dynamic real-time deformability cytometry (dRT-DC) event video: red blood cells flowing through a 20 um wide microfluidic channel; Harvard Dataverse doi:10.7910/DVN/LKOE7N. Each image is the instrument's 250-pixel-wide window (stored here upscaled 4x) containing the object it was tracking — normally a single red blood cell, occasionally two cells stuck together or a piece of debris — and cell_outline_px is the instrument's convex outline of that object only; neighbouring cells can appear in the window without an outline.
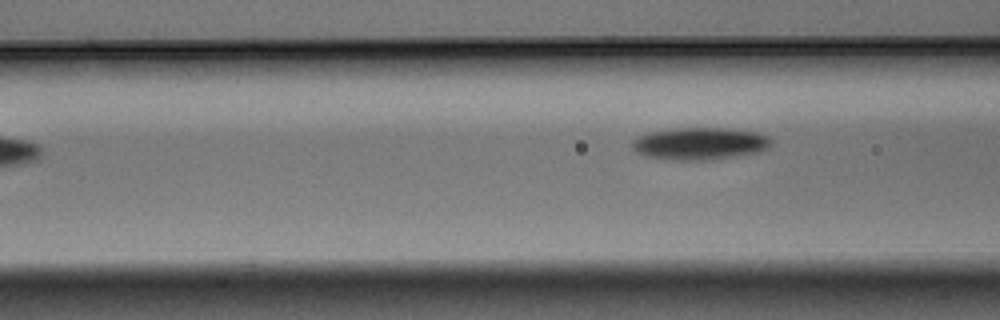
{"species": "Egyptian fruit bat (a non-hibernating species)", "species_latin": "Rousettus aegyptiacus", "temperature_condition": "warm", "stored_images_in_passage": 5, "camera_frame_rate_fps": 3000, "um_per_image_px": 0.085, "animal": {"sex": "male"}, "frame": {"image": 1, "passage_image": 5, "time_ms": 1.333, "image_size_px": [1000, 320], "cell_outline_px": [[772, 144], [768, 148], [760, 152], [732, 156], [700, 160], [684, 160], [648, 156], [636, 152], [632, 148], [632, 140], [636, 136], [652, 132], [676, 128], [728, 128], [756, 132], [768, 136], [772, 140]], "centroid_in_image_um": [59.51, 12.18], "position_along_channel_um": 107.1, "area_um2": 25.84}}